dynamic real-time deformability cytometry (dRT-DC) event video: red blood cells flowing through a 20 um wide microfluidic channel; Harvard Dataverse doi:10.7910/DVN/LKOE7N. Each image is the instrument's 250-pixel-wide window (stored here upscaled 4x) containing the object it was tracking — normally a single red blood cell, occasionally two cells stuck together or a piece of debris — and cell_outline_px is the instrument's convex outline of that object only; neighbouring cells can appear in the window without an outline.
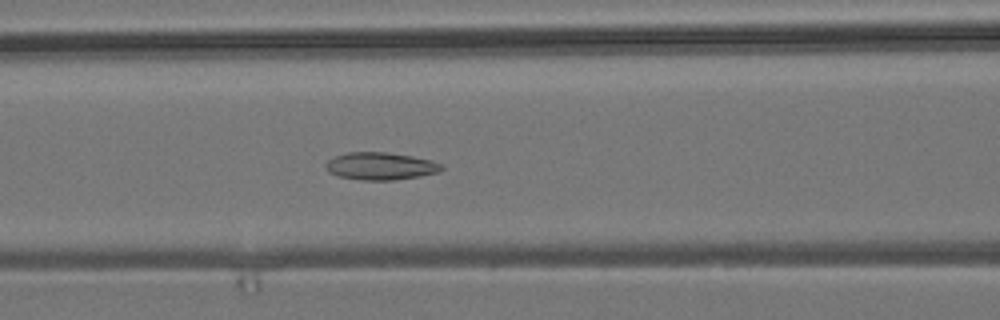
{"species": "common noctule bat (a hibernating species)", "species_latin": "Nyctalus noctula", "temperature_condition": "room temperature", "stored_images_in_passage": 54, "camera_frame_rate_fps": 3000, "um_per_image_px": 0.085, "animal": {"sex": "male", "body_mass_g": 19.2, "forearm_length_mm": 51.8}, "frame": {"image": 1, "passage_image": 23, "time_ms": 7.333, "image_size_px": [1000, 320], "cell_outline_px": [[444, 168], [440, 172], [420, 176], [396, 180], [360, 180], [336, 176], [328, 172], [324, 164], [328, 160], [336, 156], [348, 152], [388, 152], [412, 156], [432, 160], [444, 164]], "centroid_in_image_um": [32.37, 14.12], "position_along_channel_um": 134.2, "area_um2": 18.84}}
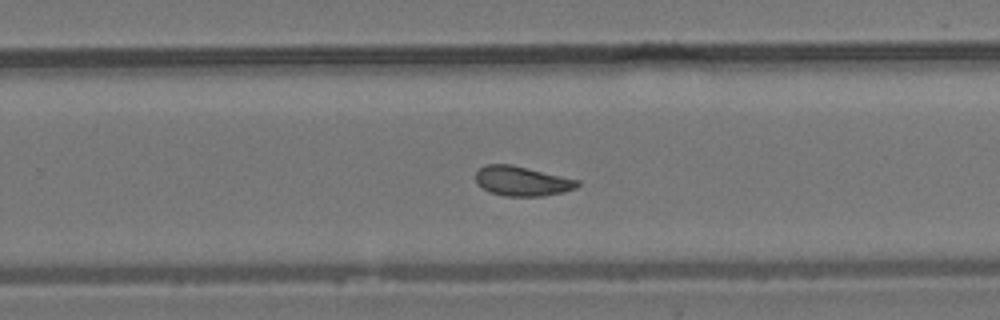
{"frame": {"image": 2, "passage_image": 35, "time_ms": 11.333, "image_size_px": [1000, 320], "cell_outline_px": [[580, 184], [576, 188], [564, 192], [544, 196], [504, 196], [488, 192], [476, 184], [476, 172], [484, 164], [512, 164], [580, 180]], "centroid_in_image_um": [44.36, 15.39], "position_along_channel_um": 285.4, "area_um2": 17.86}}
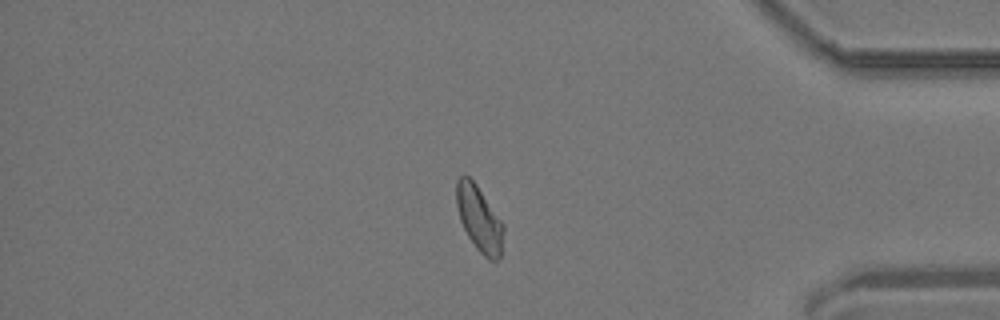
{"frame": {"image": 3, "passage_image": 46, "time_ms": 15.0, "image_size_px": [1000, 320], "cell_outline_px": [[504, 232], [500, 256], [496, 260], [488, 260], [476, 248], [468, 236], [460, 220], [456, 204], [456, 180], [464, 172], [476, 184], [504, 224]], "centroid_in_image_um": [40.72, 18.57], "position_along_channel_um": 394.5, "area_um2": 17.98}, "authors_computed_cell_mechanics": {"area_um2": 18.0914, "velocity_mm_per_s": 3.7966, "shape_relaxation_time_tau1_ms": null, "shape_relaxation_time_tau2_ms": 2.5346, "deformation_change_tau1": null, "deformation_change_tau2": 0.0835}}